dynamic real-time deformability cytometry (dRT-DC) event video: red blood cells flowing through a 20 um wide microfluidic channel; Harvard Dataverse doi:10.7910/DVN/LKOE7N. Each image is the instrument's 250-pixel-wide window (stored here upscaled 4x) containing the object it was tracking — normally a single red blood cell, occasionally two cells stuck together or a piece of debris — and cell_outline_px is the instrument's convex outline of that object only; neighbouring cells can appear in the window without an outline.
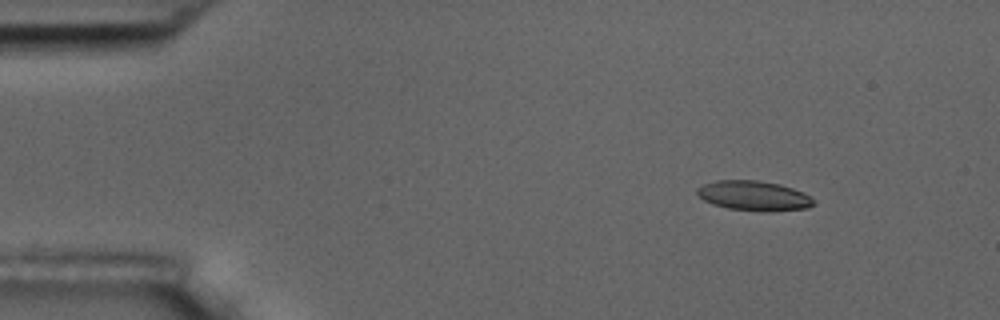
{"species": "common noctule bat (a hibernating species)", "species_latin": "Nyctalus noctula", "temperature_condition": "room temperature", "stored_images_in_passage": 10, "camera_frame_rate_fps": 3000, "um_per_image_px": 0.085, "animal": {"sex": "male", "body_mass_g": 17.5, "forearm_length_mm": 52.3}, "frame": {"image": 1, "passage_image": 2, "time_ms": 1.0, "image_size_px": [1000, 320], "cell_outline_px": [[816, 204], [808, 208], [768, 212], [728, 208], [712, 204], [704, 200], [696, 192], [696, 188], [704, 184], [716, 180], [756, 180], [780, 184], [804, 192]], "centroid_in_image_um": [64.08, 16.64], "position_along_channel_um": 20.9, "area_um2": 20.23}}
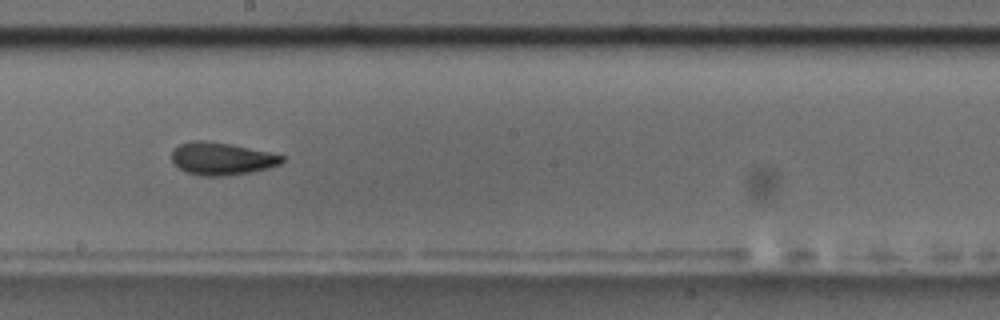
{"frame": {"image": 2, "passage_image": 9, "time_ms": 9.0, "image_size_px": [1000, 320], "cell_outline_px": [[284, 160], [280, 164], [268, 168], [252, 172], [228, 176], [200, 176], [184, 172], [172, 164], [172, 148], [180, 144], [192, 140], [200, 140], [228, 144], [268, 152], [284, 156]], "centroid_in_image_um": [18.78, 13.51], "position_along_channel_um": 229.4, "area_um2": 21.04}}
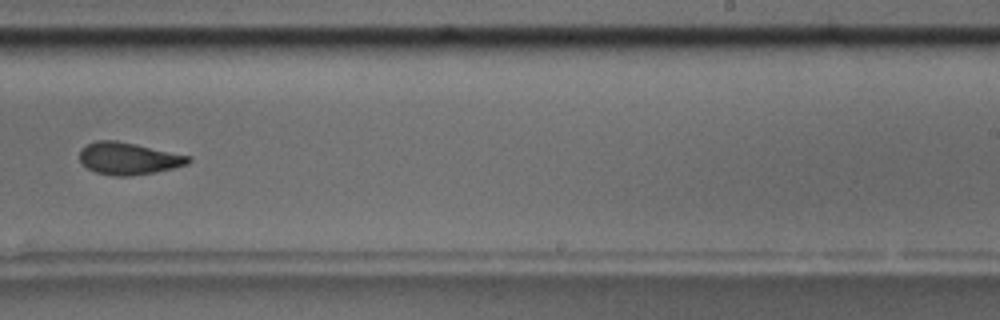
{"frame": {"image": 3, "passage_image": 10, "time_ms": 10.333, "image_size_px": [1000, 320], "cell_outline_px": [[192, 160], [188, 164], [156, 172], [128, 176], [112, 176], [96, 172], [88, 168], [80, 160], [80, 148], [96, 140], [116, 140], [136, 144], [192, 156]], "centroid_in_image_um": [10.94, 13.47], "position_along_channel_um": 278.1, "area_um2": 20.4}}